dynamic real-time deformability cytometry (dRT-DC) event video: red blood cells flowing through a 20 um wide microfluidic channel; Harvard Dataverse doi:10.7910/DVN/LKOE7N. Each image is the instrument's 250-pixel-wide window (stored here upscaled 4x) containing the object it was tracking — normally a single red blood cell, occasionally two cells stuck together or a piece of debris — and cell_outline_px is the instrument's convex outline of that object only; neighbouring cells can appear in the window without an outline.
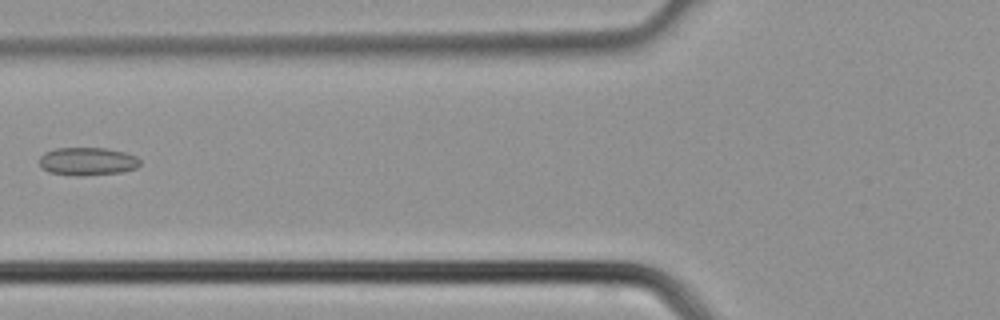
{"species": "common noctule bat (a hibernating species)", "species_latin": "Nyctalus noctula", "temperature_condition": "cold", "stored_images_in_passage": 5, "camera_frame_rate_fps": 3000, "um_per_image_px": 0.085, "animal": {"sex": "male", "body_mass_g": 21.5, "forearm_length_mm": 52.0}, "frame": {"image": 1, "passage_image": 5, "time_ms": 1.333, "image_size_px": [1000, 320], "cell_outline_px": [[140, 164], [136, 168], [120, 172], [80, 176], [48, 172], [40, 168], [40, 156], [44, 152], [56, 148], [104, 148], [124, 152], [136, 156], [140, 160]], "centroid_in_image_um": [7.41, 13.71], "position_along_channel_um": 118.4, "area_um2": 16.42}}